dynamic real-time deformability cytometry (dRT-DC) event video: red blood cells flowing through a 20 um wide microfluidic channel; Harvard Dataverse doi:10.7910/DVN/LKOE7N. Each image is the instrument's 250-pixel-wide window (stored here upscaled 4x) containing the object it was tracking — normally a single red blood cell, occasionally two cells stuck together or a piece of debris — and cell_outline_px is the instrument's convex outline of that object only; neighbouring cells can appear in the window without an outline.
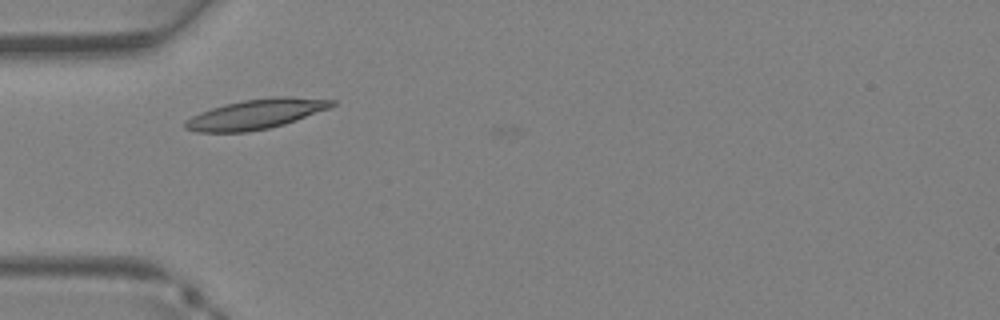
{"species": "Egyptian fruit bat (a non-hibernating species)", "species_latin": "Rousettus aegyptiacus", "temperature_condition": "warm", "stored_images_in_passage": 26, "camera_frame_rate_fps": 3000, "um_per_image_px": 0.085, "animal": {"sex": "female"}, "frame": {"image": 1, "passage_image": 1, "time_ms": 0.0, "image_size_px": [1000, 320], "cell_outline_px": [[336, 104], [328, 108], [296, 120], [284, 124], [268, 128], [248, 132], [196, 132], [184, 128], [184, 120], [200, 112], [224, 104], [244, 100], [272, 96], [288, 96], [336, 100]], "centroid_in_image_um": [21.73, 9.69], "position_along_channel_um": 63.3, "area_um2": 25.49}}
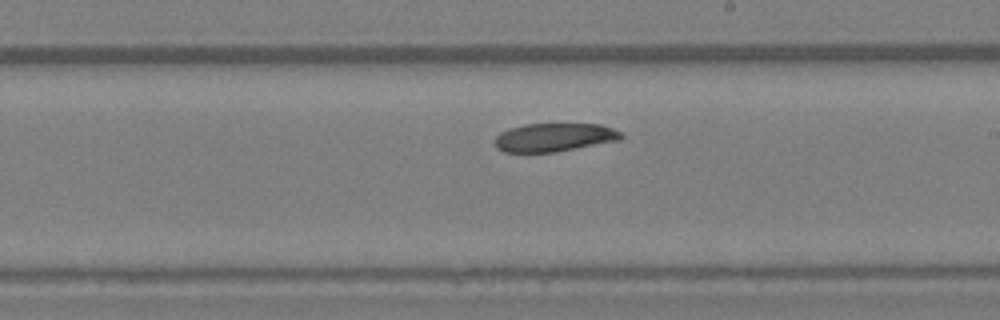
{"frame": {"image": 2, "passage_image": 11, "time_ms": 3.333, "image_size_px": [1000, 320], "cell_outline_px": [[624, 136], [620, 140], [552, 152], [504, 152], [496, 148], [496, 136], [500, 132], [508, 128], [524, 124], [600, 124], [612, 128], [620, 132]], "centroid_in_image_um": [47.09, 11.66], "position_along_channel_um": 241.9, "area_um2": 20.75}}
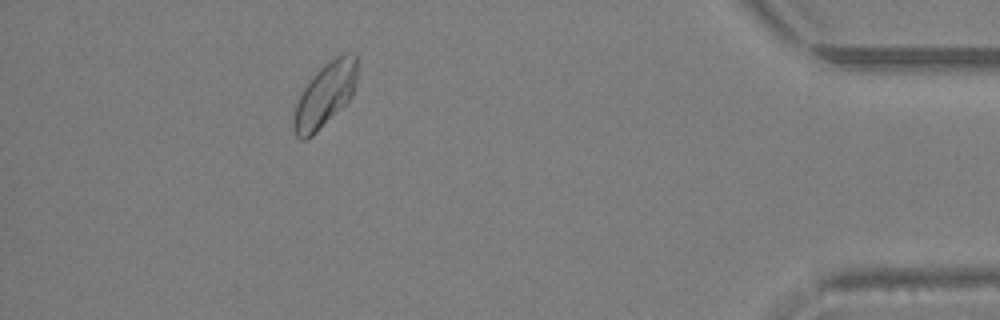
{"frame": {"image": 3, "passage_image": 23, "time_ms": 7.333, "image_size_px": [1000, 320], "cell_outline_px": [[356, 84], [352, 96], [308, 140], [300, 140], [296, 136], [292, 128], [292, 116], [300, 92], [312, 76], [324, 64], [336, 56], [344, 52], [356, 52]], "centroid_in_image_um": [27.59, 8.06], "position_along_channel_um": 407.6, "area_um2": 23.81}}